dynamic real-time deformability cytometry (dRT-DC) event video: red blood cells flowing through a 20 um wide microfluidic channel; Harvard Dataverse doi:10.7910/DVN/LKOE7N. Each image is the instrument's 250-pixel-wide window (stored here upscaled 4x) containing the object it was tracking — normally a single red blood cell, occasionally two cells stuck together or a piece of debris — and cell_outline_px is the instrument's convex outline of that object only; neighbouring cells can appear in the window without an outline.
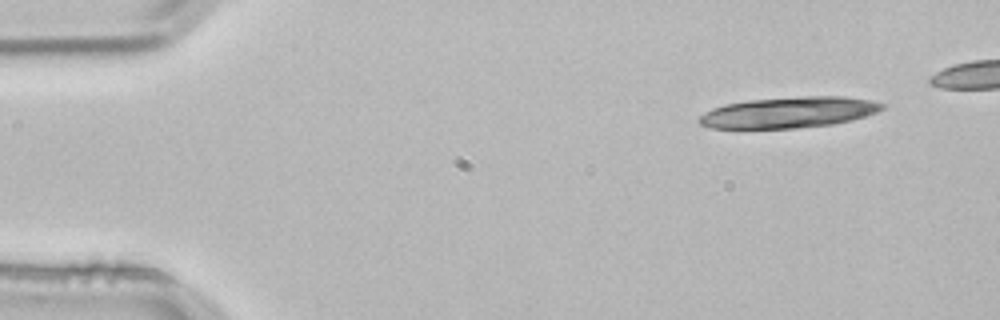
{"species": "common noctule bat (a hibernating species)", "species_latin": "Nyctalus noctula", "temperature_condition": "room temperature", "stored_images_in_passage": 4, "camera_frame_rate_fps": 3000, "um_per_image_px": 0.085, "animal": {"sex": "male", "body_mass_g": 21.5, "forearm_length_mm": 52.0}, "frame": {"image": 1, "passage_image": 1, "time_ms": 0.0, "image_size_px": [1000, 320], "cell_outline_px": [[884, 108], [876, 112], [852, 120], [832, 124], [796, 128], [708, 128], [700, 124], [696, 120], [704, 112], [712, 108], [724, 104], [748, 100], [804, 96], [844, 96], [872, 100], [884, 104]], "centroid_in_image_um": [67.02, 9.55], "position_along_channel_um": 18.0, "area_um2": 33.06}}